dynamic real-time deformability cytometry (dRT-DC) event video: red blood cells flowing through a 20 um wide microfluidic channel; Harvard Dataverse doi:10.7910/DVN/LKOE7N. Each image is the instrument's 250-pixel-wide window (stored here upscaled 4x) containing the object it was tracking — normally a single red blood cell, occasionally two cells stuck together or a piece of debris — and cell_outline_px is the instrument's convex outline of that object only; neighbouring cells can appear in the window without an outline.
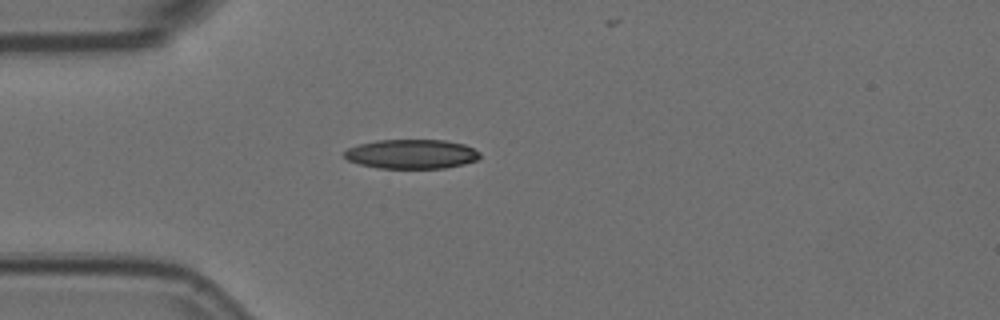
{"species": "Egyptian fruit bat (a non-hibernating species)", "species_latin": "Rousettus aegyptiacus", "temperature_condition": "room temperature", "stored_images_in_passage": 2, "camera_frame_rate_fps": 3000, "um_per_image_px": 0.085, "animal": {"sex": "female"}, "frame": {"image": 1, "passage_image": 1, "time_ms": 0.0, "image_size_px": [1000, 320], "cell_outline_px": [[480, 156], [476, 160], [464, 164], [444, 168], [380, 168], [360, 164], [348, 160], [344, 156], [344, 152], [348, 148], [360, 144], [376, 140], [444, 140], [464, 144], [480, 152]], "centroid_in_image_um": [34.99, 13.09], "position_along_channel_um": 50.0, "area_um2": 23.06}}